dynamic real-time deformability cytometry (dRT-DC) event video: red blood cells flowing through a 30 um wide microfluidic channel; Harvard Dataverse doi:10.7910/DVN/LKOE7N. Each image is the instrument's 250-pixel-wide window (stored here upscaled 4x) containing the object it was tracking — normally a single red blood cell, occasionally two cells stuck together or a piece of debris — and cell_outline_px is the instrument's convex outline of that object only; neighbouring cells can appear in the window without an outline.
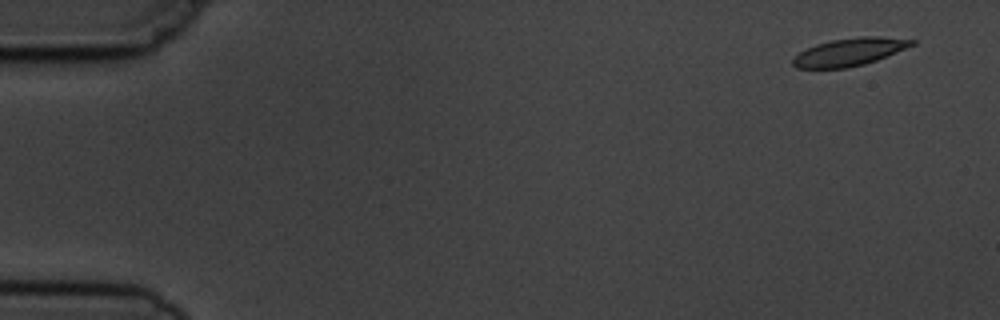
{"species": "common noctule bat (a hibernating species)", "species_latin": "Nyctalus noctula", "temperature_condition": "cold", "stored_images_in_passage": 8, "camera_frame_rate_fps": 3000, "um_per_image_px": 0.085, "animal": {"sex": "male", "body_mass_g": 19.5, "forearm_length_mm": 54.6}, "frame": {"image": 1, "passage_image": 1, "time_ms": 0.0, "image_size_px": [1000, 320], "cell_outline_px": [[916, 44], [876, 60], [864, 64], [848, 68], [796, 68], [792, 64], [792, 60], [800, 52], [816, 44], [832, 40], [860, 36], [880, 36], [916, 40]], "centroid_in_image_um": [72.22, 4.41], "position_along_channel_um": 12.8, "area_um2": 19.07}}
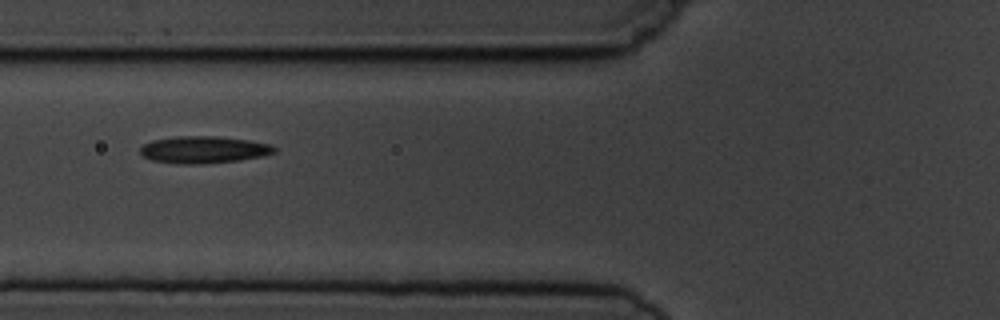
{"frame": {"image": 2, "passage_image": 6, "time_ms": 6.0, "image_size_px": [1000, 320], "cell_outline_px": [[276, 152], [264, 156], [240, 160], [204, 164], [176, 164], [152, 160], [144, 156], [140, 152], [140, 148], [144, 144], [152, 140], [176, 136], [216, 136], [248, 140], [268, 144], [276, 148]], "centroid_in_image_um": [17.31, 12.73], "position_along_channel_um": 108.5, "area_um2": 21.21}}
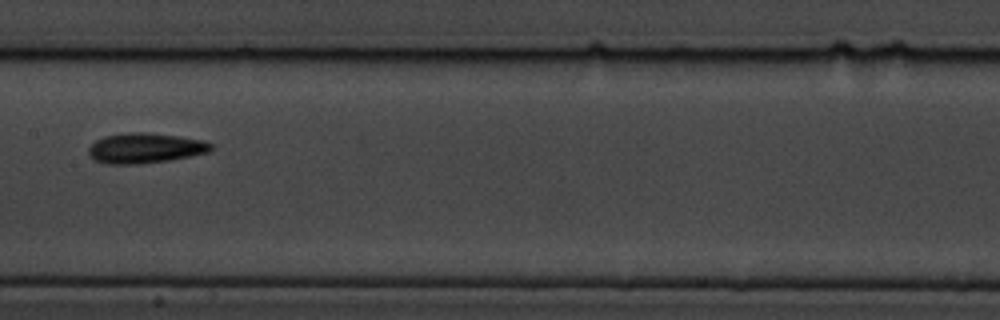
{"frame": {"image": 3, "passage_image": 8, "time_ms": 8.333, "image_size_px": [1000, 320], "cell_outline_px": [[212, 148], [208, 152], [168, 160], [136, 164], [104, 164], [92, 160], [88, 152], [88, 148], [96, 140], [104, 136], [128, 132], [144, 132], [180, 136], [204, 140], [212, 144]], "centroid_in_image_um": [12.29, 12.58], "position_along_channel_um": 195.1, "area_um2": 21.56}}